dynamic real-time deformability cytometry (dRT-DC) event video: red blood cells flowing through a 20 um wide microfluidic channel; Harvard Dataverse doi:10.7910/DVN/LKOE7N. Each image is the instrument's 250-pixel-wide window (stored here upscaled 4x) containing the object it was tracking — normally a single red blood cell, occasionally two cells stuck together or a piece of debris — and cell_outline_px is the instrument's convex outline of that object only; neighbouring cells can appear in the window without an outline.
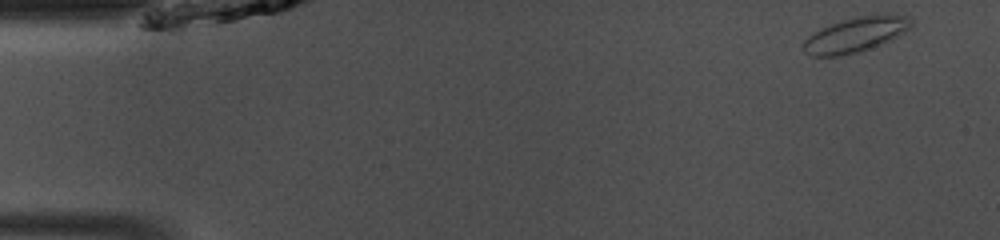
{"species": "common noctule bat (a hibernating species)", "species_latin": "Nyctalus noctula", "temperature_condition": "room temperature", "stored_images_in_passage": 46, "camera_frame_rate_fps": 3000, "um_per_image_px": 0.085, "animal": {"sex": "male", "body_mass_g": 13.0, "forearm_length_mm": 53.1}, "frame": {"image": 1, "passage_image": 1, "time_ms": 0.0, "image_size_px": [1000, 240], "cell_outline_px": [[912, 24], [904, 32], [892, 40], [856, 52], [840, 56], [812, 56], [804, 52], [804, 40], [808, 36], [820, 28], [856, 16], [908, 16], [912, 20]], "centroid_in_image_um": [72.68, 2.97], "position_along_channel_um": 12.3, "area_um2": 21.27}}
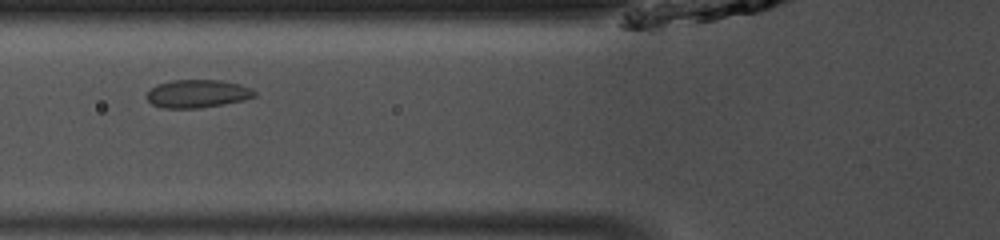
{"frame": {"image": 2, "passage_image": 16, "time_ms": 5.0, "image_size_px": [1000, 240], "cell_outline_px": [[256, 96], [244, 100], [224, 104], [196, 108], [164, 108], [152, 104], [148, 100], [148, 92], [156, 84], [172, 80], [220, 80], [240, 84], [252, 88], [256, 92]], "centroid_in_image_um": [16.82, 7.96], "position_along_channel_um": 109.0, "area_um2": 17.57}}
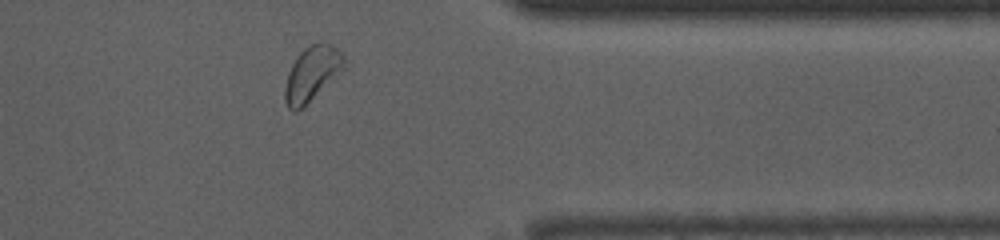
{"frame": {"image": 3, "passage_image": 37, "time_ms": 12.0, "image_size_px": [1000, 240], "cell_outline_px": [[348, 68], [296, 112], [292, 112], [288, 108], [284, 100], [284, 88], [288, 72], [292, 64], [300, 52], [308, 44], [328, 44], [336, 48], [344, 56]], "centroid_in_image_um": [26.54, 6.28], "position_along_channel_um": 384.9, "area_um2": 19.02}, "authors_computed_cell_mechanics": {"area_um2": 18.0336, "velocity_mm_per_s": 4.0923, "shape_relaxation_time_tau1_ms": null, "shape_relaxation_time_tau2_ms": 1.5308, "deformation_change_tau1": null, "deformation_change_tau2": 0.0444}}